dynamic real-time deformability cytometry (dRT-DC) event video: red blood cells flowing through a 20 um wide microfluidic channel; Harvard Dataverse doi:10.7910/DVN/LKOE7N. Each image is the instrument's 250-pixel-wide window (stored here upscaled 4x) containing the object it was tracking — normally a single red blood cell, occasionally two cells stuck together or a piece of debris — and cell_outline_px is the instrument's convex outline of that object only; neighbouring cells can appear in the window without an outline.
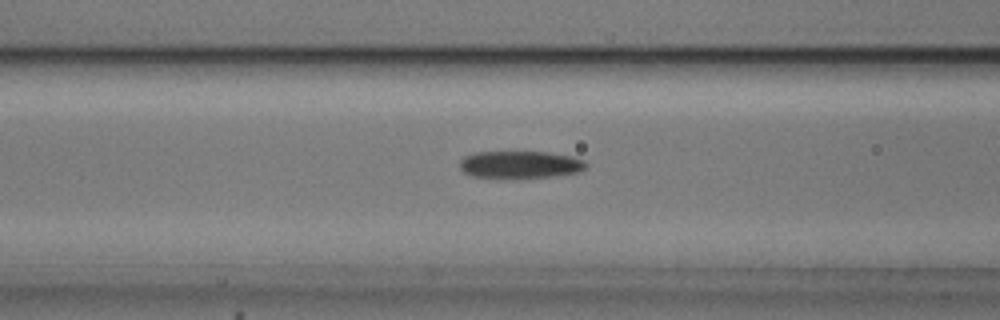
{"species": "common noctule bat (a hibernating species)", "species_latin": "Nyctalus noctula", "temperature_condition": "cold", "stored_images_in_passage": 50, "camera_frame_rate_fps": 3000, "um_per_image_px": 0.085, "animal": {"sex": "male", "body_mass_g": 20.5, "forearm_length_mm": 52.5}, "frame": {"image": 1, "passage_image": 17, "time_ms": 5.333, "image_size_px": [1000, 320], "cell_outline_px": [[588, 164], [580, 172], [556, 176], [516, 180], [496, 180], [472, 176], [464, 172], [460, 168], [460, 160], [464, 156], [476, 152], [548, 152], [572, 156], [584, 160]], "centroid_in_image_um": [44.19, 14.04], "position_along_channel_um": 122.4, "area_um2": 21.1}}
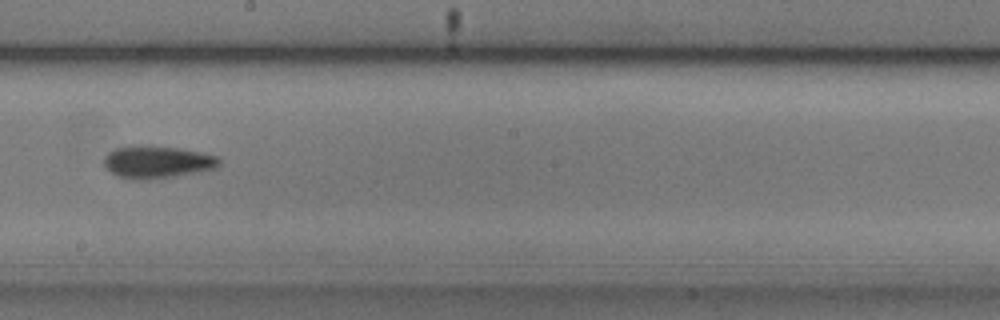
{"frame": {"image": 2, "passage_image": 26, "time_ms": 8.333, "image_size_px": [1000, 320], "cell_outline_px": [[220, 164], [216, 168], [196, 172], [148, 180], [132, 180], [116, 176], [104, 164], [104, 160], [108, 152], [116, 148], [128, 144], [140, 144], [176, 148], [200, 152], [220, 156]], "centroid_in_image_um": [13.34, 13.75], "position_along_channel_um": 234.9, "area_um2": 21.96}}
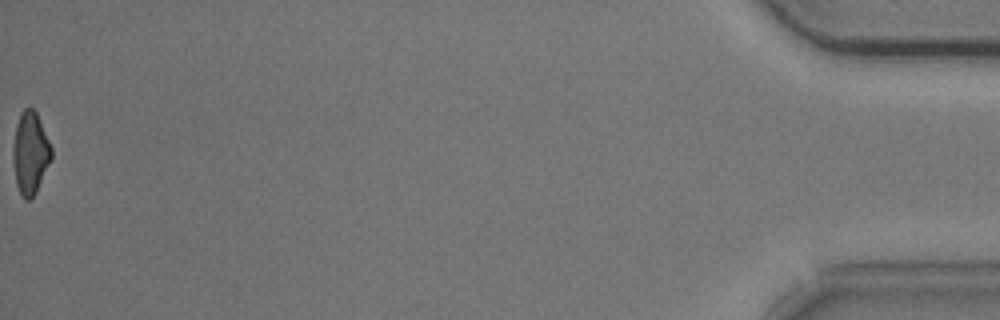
{"frame": {"image": 3, "passage_image": 50, "time_ms": 16.333, "image_size_px": [1000, 320], "cell_outline_px": [[52, 156], [36, 192], [28, 200], [24, 200], [16, 184], [12, 164], [12, 148], [16, 124], [20, 112], [24, 108], [32, 108], [36, 112], [52, 148]], "centroid_in_image_um": [2.54, 12.99], "position_along_channel_um": 432.7, "area_um2": 18.38}, "authors_computed_cell_mechanics": {"area_um2": 20.0855, "velocity_mm_per_s": 3.7375, "shape_relaxation_time_tau1_ms": 3.2465, "shape_relaxation_time_tau2_ms": 5.2429, "deformation_change_tau1": 0.1366, "deformation_change_tau2": 0.1449}}